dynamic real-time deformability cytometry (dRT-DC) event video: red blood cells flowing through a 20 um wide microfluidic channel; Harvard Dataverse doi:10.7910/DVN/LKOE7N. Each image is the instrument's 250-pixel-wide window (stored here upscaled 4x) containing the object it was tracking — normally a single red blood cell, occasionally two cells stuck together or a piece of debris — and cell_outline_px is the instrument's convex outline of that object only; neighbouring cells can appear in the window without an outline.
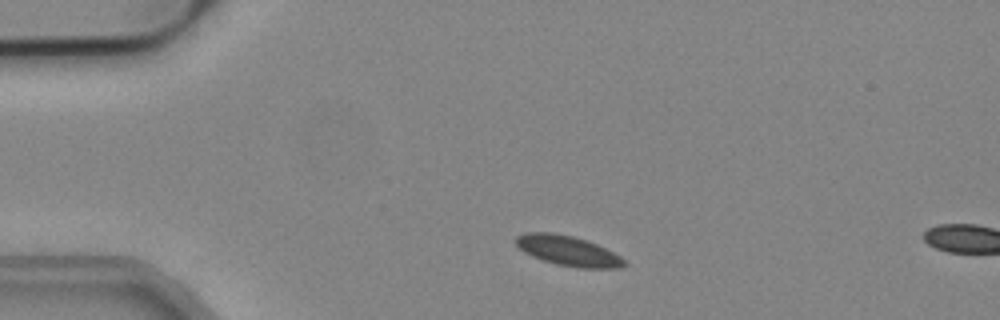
{"species": "common noctule bat (a hibernating species)", "species_latin": "Nyctalus noctula", "temperature_condition": "cold", "stored_images_in_passage": 7, "camera_frame_rate_fps": 3000, "um_per_image_px": 0.085, "animal": {"sex": "male", "body_mass_g": 19.2, "forearm_length_mm": 51.8}, "frame": {"image": 1, "passage_image": 5, "time_ms": 1.333, "image_size_px": [1000, 320], "cell_outline_px": [[628, 264], [620, 268], [576, 268], [556, 264], [532, 256], [524, 252], [516, 244], [516, 236], [524, 232], [552, 232], [572, 236], [588, 240], [620, 256]], "centroid_in_image_um": [48.28, 21.31], "position_along_channel_um": 36.7, "area_um2": 18.96}}